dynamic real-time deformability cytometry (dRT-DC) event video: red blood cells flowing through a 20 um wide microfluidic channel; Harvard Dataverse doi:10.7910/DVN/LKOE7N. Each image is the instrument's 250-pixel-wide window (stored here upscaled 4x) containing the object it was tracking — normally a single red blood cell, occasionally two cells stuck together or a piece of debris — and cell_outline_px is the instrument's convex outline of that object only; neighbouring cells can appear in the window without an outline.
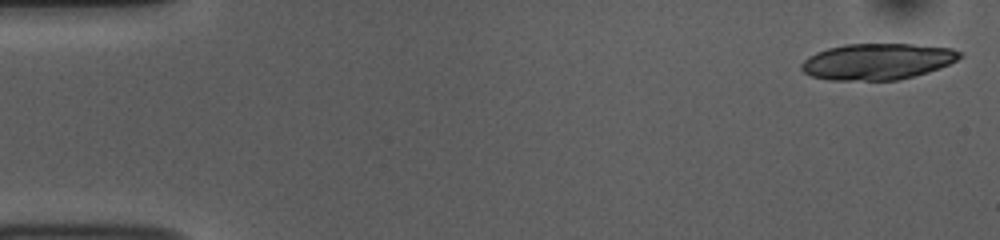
{"species": "common noctule bat (a hibernating species)", "species_latin": "Nyctalus noctula", "temperature_condition": "room temperature", "stored_images_in_passage": 51, "segment_of_instrument_passage": [1, 2], "camera_frame_rate_fps": 3000, "um_per_image_px": 0.085, "animal": {"sex": "female", "body_mass_g": 10.0, "forearm_length_mm": 53.1}, "frame": {"image": 1, "passage_image": 1, "time_ms": 0.0, "image_size_px": [1000, 240], "cell_outline_px": [[964, 56], [948, 64], [928, 72], [896, 80], [828, 80], [812, 76], [804, 72], [800, 68], [800, 64], [808, 56], [816, 52], [828, 48], [844, 44], [912, 44], [952, 48], [960, 52]], "centroid_in_image_um": [74.55, 5.22], "position_along_channel_um": 10.5, "area_um2": 33.35}}